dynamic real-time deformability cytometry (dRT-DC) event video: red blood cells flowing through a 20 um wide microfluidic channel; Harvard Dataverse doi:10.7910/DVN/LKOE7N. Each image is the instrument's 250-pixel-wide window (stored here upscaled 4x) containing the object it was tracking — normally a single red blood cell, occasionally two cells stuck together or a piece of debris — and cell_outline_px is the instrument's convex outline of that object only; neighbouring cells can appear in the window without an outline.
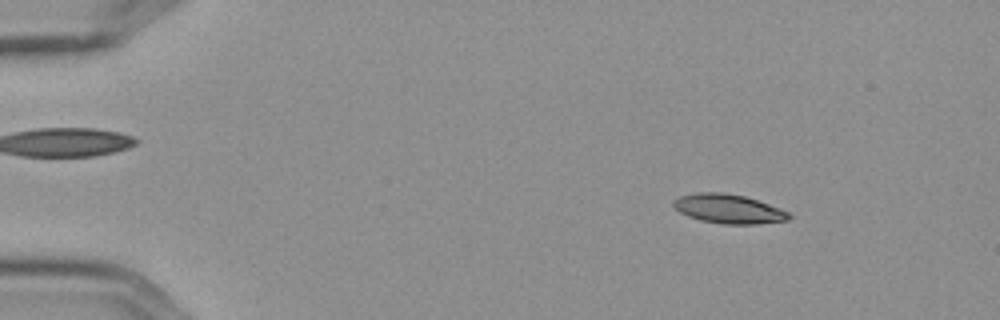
{"species": "Egyptian fruit bat (a non-hibernating species)", "species_latin": "Rousettus aegyptiacus", "temperature_condition": "cold", "stored_images_in_passage": 5, "camera_frame_rate_fps": 3000, "um_per_image_px": 0.085, "frame": {"image": 1, "passage_image": 2, "time_ms": 0.333, "image_size_px": [1000, 320], "cell_outline_px": [[792, 216], [788, 220], [760, 224], [724, 224], [700, 220], [688, 216], [680, 212], [672, 204], [672, 200], [680, 196], [700, 192], [720, 192], [744, 196], [780, 208], [788, 212]], "centroid_in_image_um": [61.92, 17.76], "position_along_channel_um": 23.1, "area_um2": 19.54}}
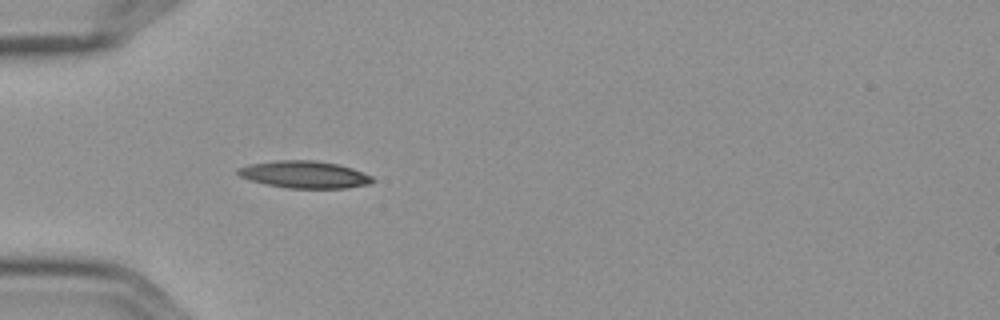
{"frame": {"image": 2, "passage_image": 5, "time_ms": 1.333, "image_size_px": [1000, 320], "cell_outline_px": [[376, 180], [368, 184], [348, 188], [288, 188], [268, 184], [252, 180], [240, 176], [236, 172], [236, 168], [248, 164], [276, 160], [316, 160], [336, 164], [352, 168], [372, 176]], "centroid_in_image_um": [25.88, 14.83], "position_along_channel_um": 59.1, "area_um2": 21.27}}